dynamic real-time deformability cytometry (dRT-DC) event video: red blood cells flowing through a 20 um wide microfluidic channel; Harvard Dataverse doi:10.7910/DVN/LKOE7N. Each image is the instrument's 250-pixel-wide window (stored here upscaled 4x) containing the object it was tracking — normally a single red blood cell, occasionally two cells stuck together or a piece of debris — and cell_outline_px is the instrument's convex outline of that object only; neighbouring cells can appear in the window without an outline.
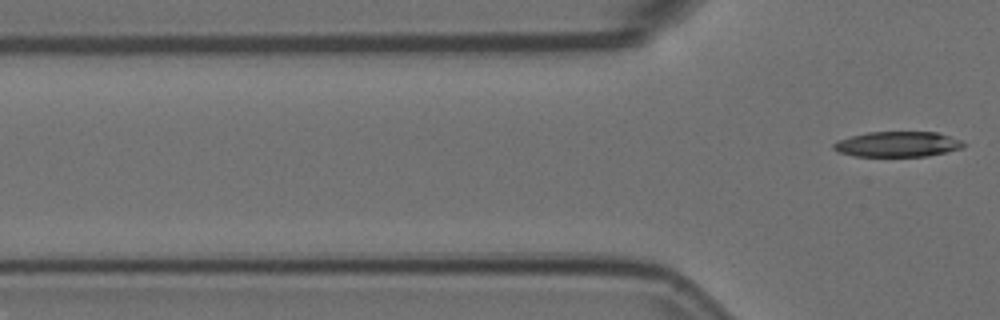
{"species": "Egyptian fruit bat (a non-hibernating species)", "species_latin": "Rousettus aegyptiacus", "temperature_condition": "room temperature", "stored_images_in_passage": 4, "camera_frame_rate_fps": 3000, "um_per_image_px": 0.085, "animal": {"sex": "female"}, "frame": {"image": 1, "passage_image": 4, "time_ms": 1.0, "image_size_px": [1000, 320], "cell_outline_px": [[968, 144], [960, 148], [928, 156], [856, 156], [836, 152], [832, 148], [832, 144], [836, 140], [868, 132], [936, 132], [960, 140]], "centroid_in_image_um": [76.24, 12.26], "position_along_channel_um": 49.6, "area_um2": 19.13}}